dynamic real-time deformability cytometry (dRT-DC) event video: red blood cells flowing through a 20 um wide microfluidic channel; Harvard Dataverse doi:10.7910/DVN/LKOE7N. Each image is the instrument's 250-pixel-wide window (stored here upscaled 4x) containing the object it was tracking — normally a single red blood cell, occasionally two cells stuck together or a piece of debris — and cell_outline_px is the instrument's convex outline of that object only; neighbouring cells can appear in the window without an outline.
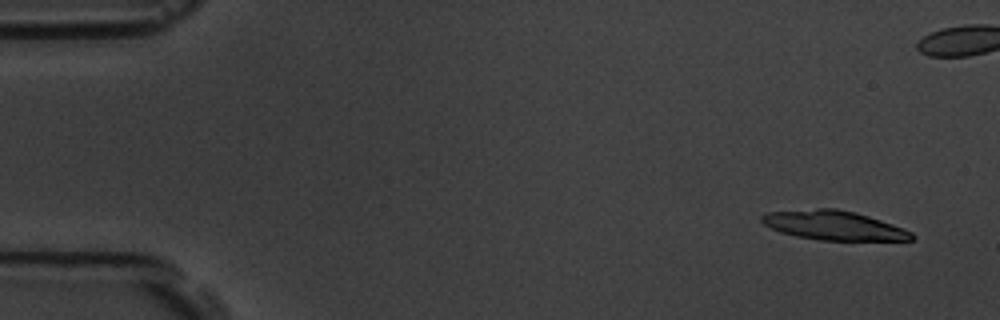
{"species": "common noctule bat (a hibernating species)", "species_latin": "Nyctalus noctula", "temperature_condition": "room temperature", "stored_images_in_passage": 7, "camera_frame_rate_fps": 3000, "um_per_image_px": 0.085, "animal": {"sex": "male", "body_mass_g": 19.5, "forearm_length_mm": 54.6}, "frame": {"image": 1, "passage_image": 1, "time_ms": 0.0, "image_size_px": [1000, 320], "cell_outline_px": [[916, 236], [912, 240], [820, 240], [796, 236], [780, 232], [764, 224], [760, 220], [760, 216], [764, 212], [816, 208], [836, 208], [856, 212], [904, 228], [912, 232]], "centroid_in_image_um": [70.85, 19.15], "position_along_channel_um": 14.2, "area_um2": 25.66}}
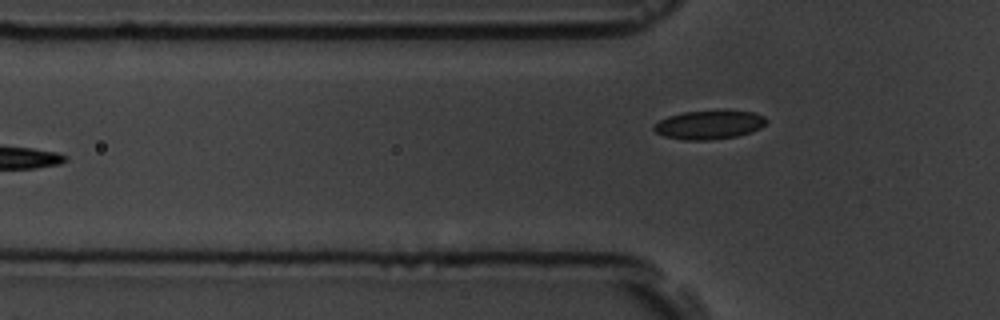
{"frame": {"image": 2, "passage_image": 7, "time_ms": 6.667, "image_size_px": [1000, 320], "cell_outline_px": [[768, 120], [760, 128], [736, 136], [708, 140], [684, 140], [664, 136], [656, 132], [652, 128], [660, 120], [668, 116], [684, 112], [752, 112], [764, 116]], "centroid_in_image_um": [60.24, 10.63], "position_along_channel_um": 65.6, "area_um2": 18.21}}